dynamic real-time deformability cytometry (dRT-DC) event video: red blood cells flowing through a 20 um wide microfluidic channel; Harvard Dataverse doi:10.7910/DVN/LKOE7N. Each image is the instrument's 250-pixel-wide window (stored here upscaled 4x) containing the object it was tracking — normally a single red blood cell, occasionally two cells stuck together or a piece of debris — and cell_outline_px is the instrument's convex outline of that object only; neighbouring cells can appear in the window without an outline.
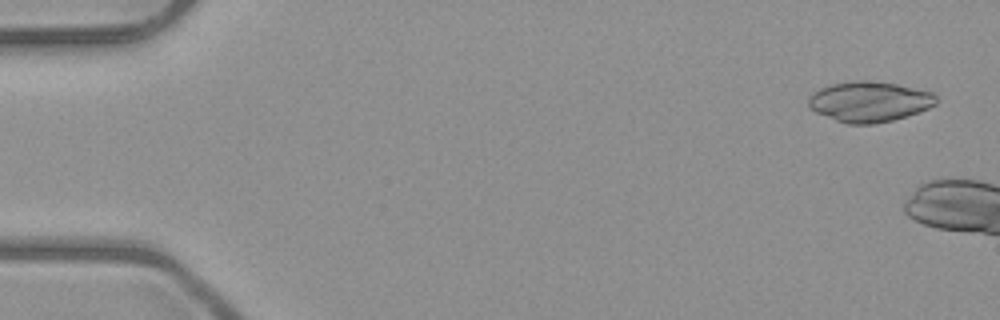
{"species": "common noctule bat (a hibernating species)", "species_latin": "Nyctalus noctula", "temperature_condition": "room temperature", "stored_images_in_passage": 7, "camera_frame_rate_fps": 3000, "um_per_image_px": 0.085, "animal": {"sex": "male", "body_mass_g": 23.1, "forearm_length_mm": 52.7}, "frame": {"image": 1, "passage_image": 1, "time_ms": 0.0, "image_size_px": [1000, 320], "cell_outline_px": [[936, 104], [928, 108], [892, 120], [872, 124], [848, 124], [836, 120], [816, 112], [808, 104], [808, 96], [820, 88], [832, 84], [860, 80], [864, 80], [896, 84], [932, 92], [936, 96]], "centroid_in_image_um": [73.87, 8.64], "position_along_channel_um": 11.1, "area_um2": 29.59}}